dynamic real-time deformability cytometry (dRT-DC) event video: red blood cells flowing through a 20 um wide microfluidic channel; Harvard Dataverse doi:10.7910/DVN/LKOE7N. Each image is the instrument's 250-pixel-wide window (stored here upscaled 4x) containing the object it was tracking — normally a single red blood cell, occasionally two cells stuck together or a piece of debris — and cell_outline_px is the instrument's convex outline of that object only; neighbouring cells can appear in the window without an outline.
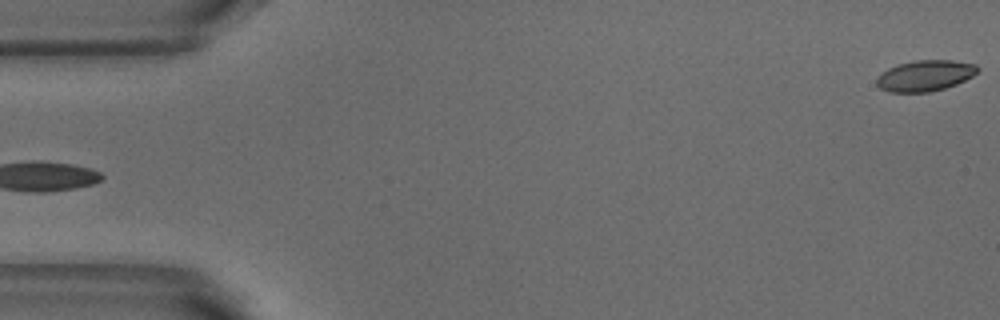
{"species": "common noctule bat (a hibernating species)", "species_latin": "Nyctalus noctula", "temperature_condition": "warm", "stored_images_in_passage": 4, "segment_of_instrument_passage": [2, 2], "camera_frame_rate_fps": 3000, "um_per_image_px": 0.085, "animal": {"sex": "male", "body_mass_g": 18.8}, "frame": {"image": 1, "passage_image": 4, "time_ms": 1.0, "image_size_px": [1000, 320], "cell_outline_px": [[980, 68], [972, 76], [956, 84], [944, 88], [928, 92], [888, 92], [880, 88], [876, 84], [876, 80], [880, 72], [896, 64], [916, 60], [952, 60], [976, 64]], "centroid_in_image_um": [78.6, 6.42], "position_along_channel_um": 6.4, "area_um2": 18.26}}